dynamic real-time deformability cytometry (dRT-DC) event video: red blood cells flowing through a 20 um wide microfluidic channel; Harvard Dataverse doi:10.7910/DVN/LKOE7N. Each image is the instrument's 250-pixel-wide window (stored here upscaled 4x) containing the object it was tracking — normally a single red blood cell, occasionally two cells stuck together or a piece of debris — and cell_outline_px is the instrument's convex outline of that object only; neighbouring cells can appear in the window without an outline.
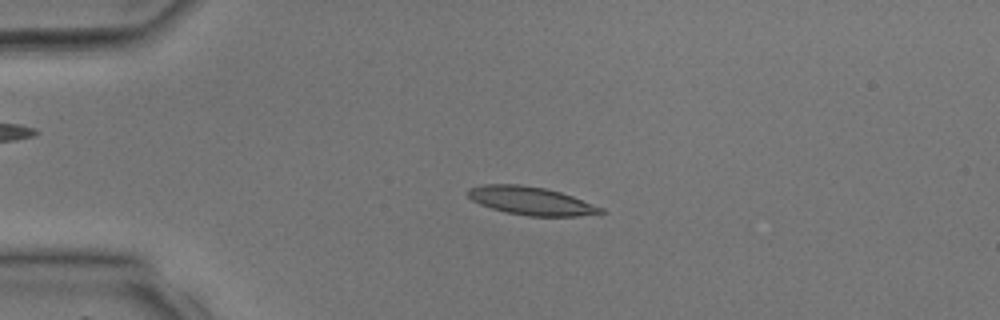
{"species": "common noctule bat (a hibernating species)", "species_latin": "Nyctalus noctula", "temperature_condition": "room temperature", "stored_images_in_passage": 31, "camera_frame_rate_fps": 3000, "um_per_image_px": 0.085, "animal": {"sex": "male", "body_mass_g": 17.9, "forearm_length_mm": 54.2}, "frame": {"image": 1, "passage_image": 3, "time_ms": 0.667, "image_size_px": [1000, 320], "cell_outline_px": [[604, 212], [580, 216], [528, 216], [504, 212], [480, 204], [472, 200], [468, 196], [468, 188], [484, 184], [520, 184], [544, 188], [560, 192], [572, 196], [604, 208]], "centroid_in_image_um": [45.12, 17.07], "position_along_channel_um": 39.9, "area_um2": 21.73}}
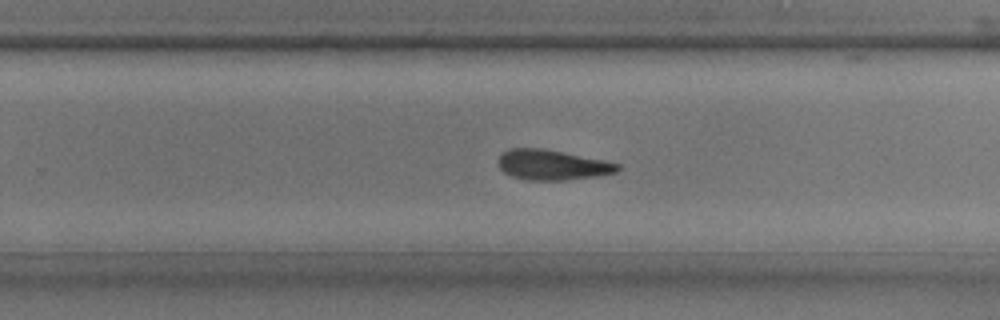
{"frame": {"image": 2, "passage_image": 19, "time_ms": 6.0, "image_size_px": [1000, 320], "cell_outline_px": [[620, 168], [616, 172], [596, 176], [564, 180], [528, 180], [512, 176], [504, 172], [496, 164], [496, 160], [500, 152], [508, 148], [544, 148], [604, 160], [620, 164]], "centroid_in_image_um": [46.87, 14.0], "position_along_channel_um": 282.9, "area_um2": 21.21}}
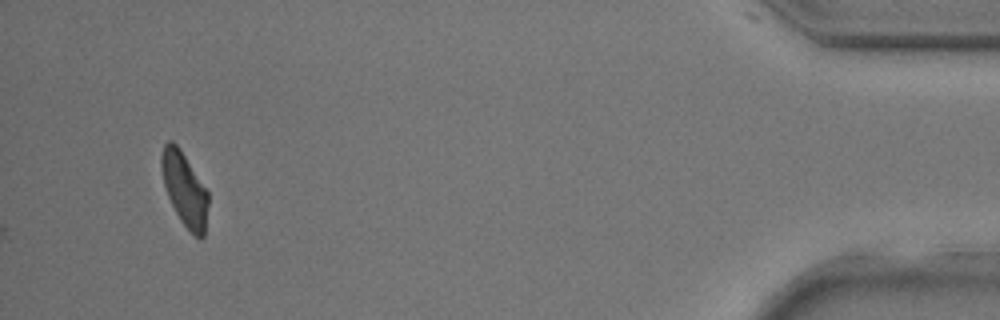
{"frame": {"image": 3, "passage_image": 31, "time_ms": 10.0, "image_size_px": [1000, 320], "cell_outline_px": [[208, 204], [204, 236], [200, 240], [180, 220], [168, 196], [164, 184], [160, 164], [160, 156], [164, 144], [168, 140], [172, 140], [180, 148], [208, 192]], "centroid_in_image_um": [15.67, 16.04], "position_along_channel_um": 419.5, "area_um2": 19.83}}